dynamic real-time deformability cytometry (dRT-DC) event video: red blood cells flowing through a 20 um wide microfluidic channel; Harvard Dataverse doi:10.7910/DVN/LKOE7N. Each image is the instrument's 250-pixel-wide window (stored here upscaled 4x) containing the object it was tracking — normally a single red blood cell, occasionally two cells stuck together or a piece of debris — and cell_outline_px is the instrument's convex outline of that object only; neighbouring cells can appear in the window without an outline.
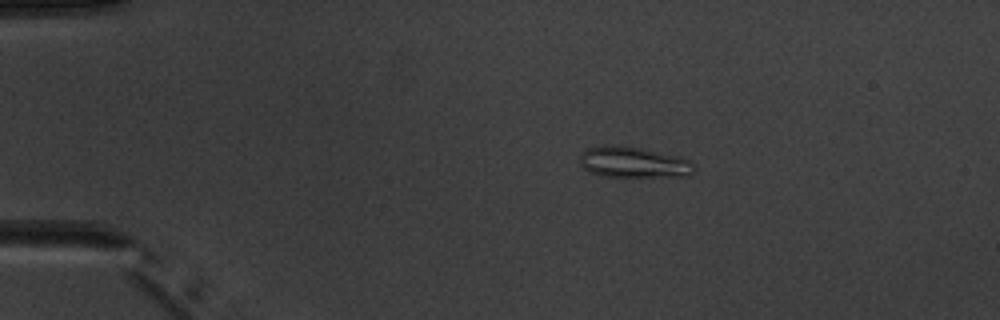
{"species": "common noctule bat (a hibernating species)", "species_latin": "Nyctalus noctula", "temperature_condition": "warm", "stored_images_in_passage": 4, "camera_frame_rate_fps": 3000, "um_per_image_px": 0.085, "animal": {"sex": "male", "body_mass_g": 20.1, "forearm_length_mm": 53.5}, "frame": {"image": 1, "passage_image": 3, "time_ms": 2.333, "image_size_px": [1000, 320], "cell_outline_px": [[696, 168], [688, 176], [604, 176], [592, 172], [584, 168], [580, 164], [580, 156], [588, 148], [604, 144], [640, 148], [680, 156], [692, 160]], "centroid_in_image_um": [53.9, 13.78], "position_along_channel_um": 31.1, "area_um2": 20.46}}